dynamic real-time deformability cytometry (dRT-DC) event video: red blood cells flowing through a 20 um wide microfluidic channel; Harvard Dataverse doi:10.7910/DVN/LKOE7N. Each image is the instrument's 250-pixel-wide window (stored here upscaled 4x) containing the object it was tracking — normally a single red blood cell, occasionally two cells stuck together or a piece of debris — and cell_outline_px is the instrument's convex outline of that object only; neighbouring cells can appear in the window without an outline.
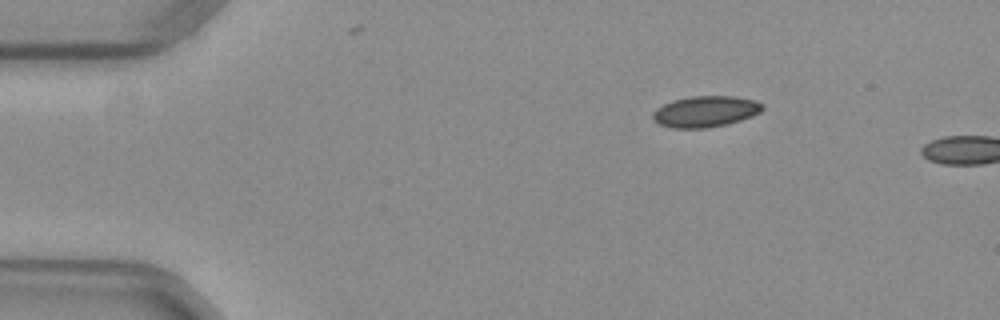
{"species": "common noctule bat (a hibernating species)", "species_latin": "Nyctalus noctula", "temperature_condition": "warm", "stored_images_in_passage": 3, "camera_frame_rate_fps": 3000, "um_per_image_px": 0.085, "animal": {"sex": "female", "body_mass_g": 29.2, "forearm_length_mm": 56.3}, "frame": {"image": 1, "passage_image": 1, "time_ms": 0.0, "image_size_px": [1000, 320], "cell_outline_px": [[764, 108], [760, 112], [752, 116], [728, 124], [708, 128], [672, 128], [660, 124], [652, 120], [652, 112], [656, 108], [672, 100], [692, 96], [736, 96], [756, 100], [764, 104]], "centroid_in_image_um": [59.97, 9.47], "position_along_channel_um": 25.0, "area_um2": 20.11}}